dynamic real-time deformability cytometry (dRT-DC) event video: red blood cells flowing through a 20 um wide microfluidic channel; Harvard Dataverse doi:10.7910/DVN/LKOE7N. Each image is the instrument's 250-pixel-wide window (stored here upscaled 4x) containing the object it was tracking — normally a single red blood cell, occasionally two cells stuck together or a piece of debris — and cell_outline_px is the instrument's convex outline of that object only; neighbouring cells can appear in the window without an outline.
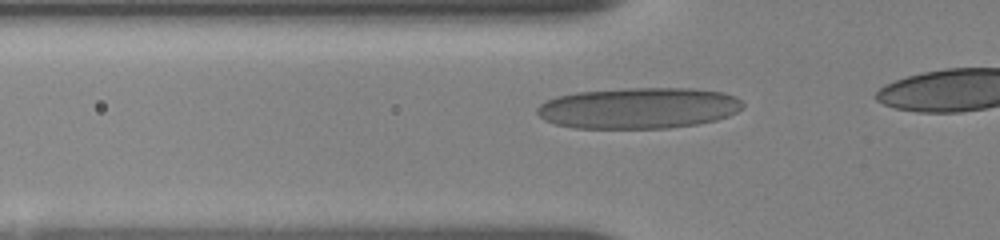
{"species": "human", "species_latin": "Homo sapiens", "temperature_condition": "room temperature", "stored_images_in_passage": 8, "camera_frame_rate_fps": 3000, "um_per_image_px": 0.085, "donor": {"sex": "female"}, "frame": {"image": 1, "passage_image": 2, "time_ms": 0.333, "image_size_px": [1000, 240], "cell_outline_px": [[744, 108], [728, 116], [716, 120], [696, 124], [668, 128], [572, 128], [556, 124], [544, 120], [536, 112], [536, 108], [544, 100], [556, 96], [576, 92], [628, 88], [692, 88], [724, 92], [736, 96], [744, 104]], "centroid_in_image_um": [54.28, 9.18], "position_along_channel_um": 71.5, "area_um2": 49.59}}
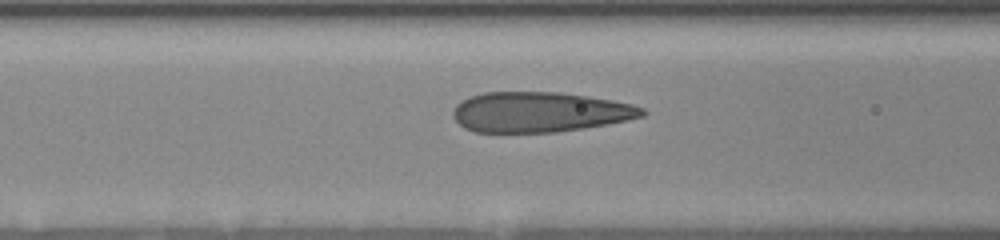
{"frame": {"image": 2, "passage_image": 6, "time_ms": 1.667, "image_size_px": [1000, 240], "cell_outline_px": [[648, 112], [644, 116], [628, 120], [584, 128], [556, 132], [476, 132], [464, 128], [452, 116], [452, 108], [456, 104], [472, 96], [484, 92], [556, 92], [588, 96], [612, 100], [632, 104], [644, 108]], "centroid_in_image_um": [45.88, 9.52], "position_along_channel_um": 120.7, "area_um2": 44.33}}